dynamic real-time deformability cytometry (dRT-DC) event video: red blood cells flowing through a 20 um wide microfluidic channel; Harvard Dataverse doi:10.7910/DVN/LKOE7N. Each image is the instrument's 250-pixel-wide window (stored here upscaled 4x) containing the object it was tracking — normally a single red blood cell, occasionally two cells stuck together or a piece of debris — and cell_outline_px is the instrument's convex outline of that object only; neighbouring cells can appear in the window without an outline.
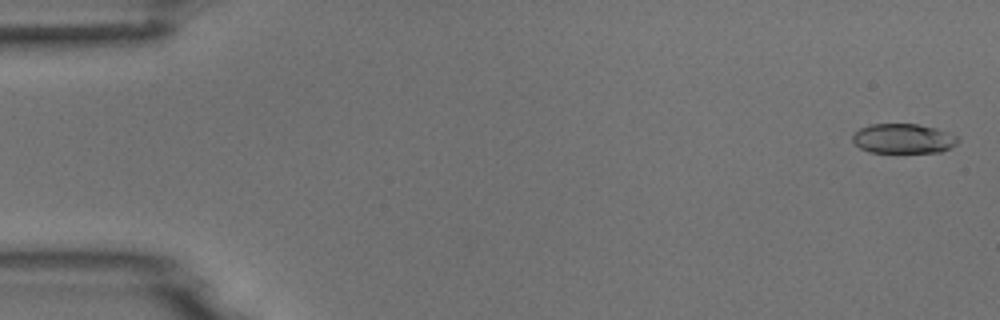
{"species": "common noctule bat (a hibernating species)", "species_latin": "Nyctalus noctula", "temperature_condition": "room temperature", "stored_images_in_passage": 5, "camera_frame_rate_fps": 3000, "um_per_image_px": 0.085, "animal": {"sex": "male", "body_mass_g": 18.8}, "frame": {"image": 1, "passage_image": 1, "time_ms": 0.0, "image_size_px": [1000, 320], "cell_outline_px": [[960, 140], [956, 144], [940, 152], [872, 152], [860, 148], [852, 140], [852, 136], [860, 128], [872, 124], [916, 124], [936, 128], [948, 132], [956, 136]], "centroid_in_image_um": [76.78, 11.77], "position_along_channel_um": 8.2, "area_um2": 18.03}}
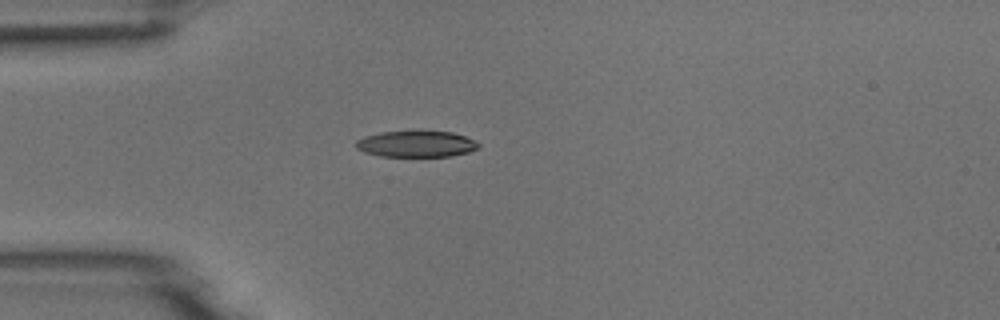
{"frame": {"image": 2, "passage_image": 4, "time_ms": 4.333, "image_size_px": [1000, 320], "cell_outline_px": [[480, 144], [476, 148], [468, 152], [452, 156], [380, 156], [364, 152], [356, 148], [356, 140], [364, 136], [380, 132], [416, 128], [424, 128], [452, 132], [464, 136]], "centroid_in_image_um": [35.34, 12.18], "position_along_channel_um": 49.7, "area_um2": 19.54}}